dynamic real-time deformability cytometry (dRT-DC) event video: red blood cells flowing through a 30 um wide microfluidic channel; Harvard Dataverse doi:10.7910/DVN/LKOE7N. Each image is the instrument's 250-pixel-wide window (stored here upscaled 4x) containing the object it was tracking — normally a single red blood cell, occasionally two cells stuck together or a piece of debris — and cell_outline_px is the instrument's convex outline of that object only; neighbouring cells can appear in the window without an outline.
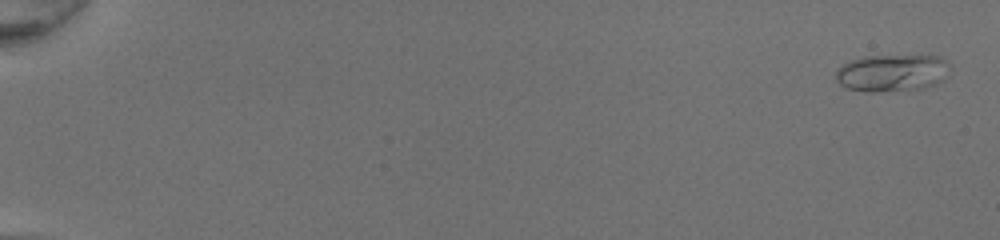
{"species": "common noctule bat (a hibernating species)", "species_latin": "Nyctalus noctula", "temperature_condition": "room temperature", "stored_images_in_passage": 51, "camera_frame_rate_fps": 3000, "um_per_image_px": 0.085, "animal": {"sex": "female", "body_mass_g": 20.0, "forearm_length_mm": 54.0}, "frame": {"image": 1, "passage_image": 2, "time_ms": 0.333, "image_size_px": [1000, 240], "cell_outline_px": [[952, 64], [948, 76], [944, 80], [936, 84], [924, 88], [876, 92], [868, 92], [848, 88], [840, 84], [836, 80], [836, 72], [848, 60], [864, 56], [940, 56], [948, 60]], "centroid_in_image_um": [75.9, 6.19], "position_along_channel_um": 9.1, "area_um2": 25.03}}
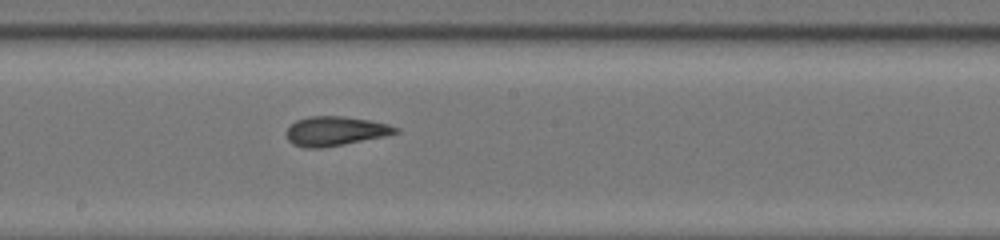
{"frame": {"image": 2, "passage_image": 31, "time_ms": 10.0, "image_size_px": [1000, 240], "cell_outline_px": [[400, 132], [384, 136], [344, 144], [320, 148], [304, 148], [292, 144], [288, 140], [284, 132], [296, 120], [308, 116], [344, 116], [368, 120], [388, 124], [400, 128]], "centroid_in_image_um": [28.47, 11.14], "position_along_channel_um": 219.7, "area_um2": 18.73}}
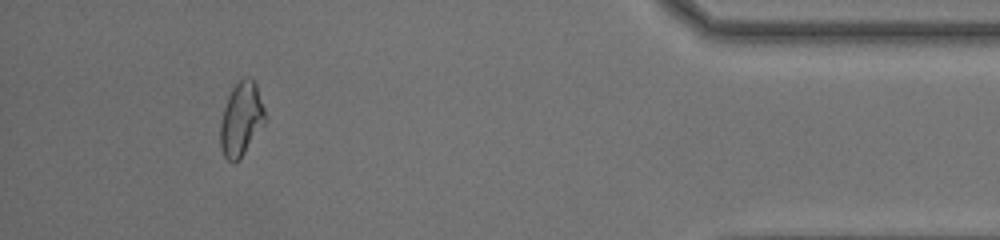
{"frame": {"image": 3, "passage_image": 48, "time_ms": 15.667, "image_size_px": [1000, 240], "cell_outline_px": [[264, 124], [240, 160], [232, 164], [224, 156], [220, 148], [220, 120], [228, 96], [232, 88], [240, 80], [248, 76], [256, 84], [264, 108]], "centroid_in_image_um": [20.48, 10.17], "position_along_channel_um": 414.7, "area_um2": 19.19}, "authors_computed_cell_mechanics": {"area_um2": 19.1318, "velocity_mm_per_s": 4.2746, "shape_relaxation_time_tau1_ms": 4.3789, "shape_relaxation_time_tau2_ms": 1.3235, "deformation_change_tau1": 0.1684, "deformation_change_tau2": 0.0891}}